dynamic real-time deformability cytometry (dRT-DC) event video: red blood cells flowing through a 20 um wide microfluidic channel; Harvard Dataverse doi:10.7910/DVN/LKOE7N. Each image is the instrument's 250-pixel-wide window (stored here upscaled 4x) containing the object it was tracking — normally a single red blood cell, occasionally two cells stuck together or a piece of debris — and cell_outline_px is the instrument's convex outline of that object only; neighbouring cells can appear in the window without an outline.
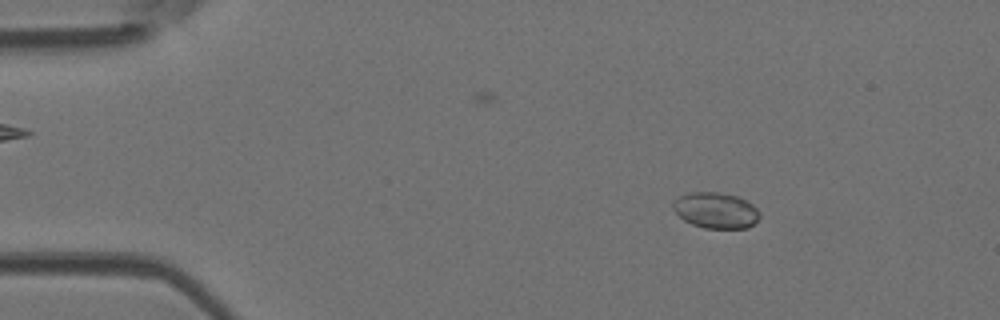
{"species": "Egyptian fruit bat (a non-hibernating species)", "species_latin": "Rousettus aegyptiacus", "temperature_condition": "room temperature", "stored_images_in_passage": 4, "camera_frame_rate_fps": 3000, "um_per_image_px": 0.085, "animal": {"sex": "female"}, "frame": {"image": 1, "passage_image": 2, "time_ms": 0.333, "image_size_px": [1000, 320], "cell_outline_px": [[760, 216], [748, 228], [704, 228], [692, 224], [684, 220], [672, 208], [672, 204], [680, 196], [688, 192], [720, 192], [736, 196], [752, 204], [760, 212]], "centroid_in_image_um": [60.83, 17.88], "position_along_channel_um": 24.2, "area_um2": 17.98}}